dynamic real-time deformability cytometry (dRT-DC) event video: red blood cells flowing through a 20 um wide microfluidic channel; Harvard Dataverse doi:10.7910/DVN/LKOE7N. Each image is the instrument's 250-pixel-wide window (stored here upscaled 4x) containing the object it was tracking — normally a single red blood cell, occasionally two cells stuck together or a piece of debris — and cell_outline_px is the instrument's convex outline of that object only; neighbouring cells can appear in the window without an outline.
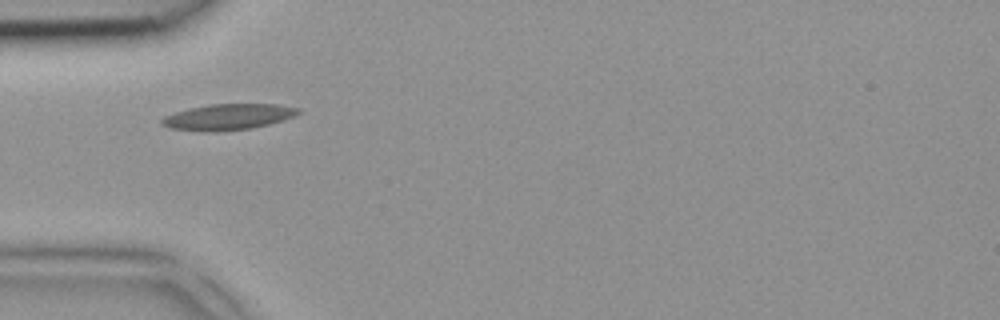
{"species": "common noctule bat (a hibernating species)", "species_latin": "Nyctalus noctula", "temperature_condition": "room temperature", "stored_images_in_passage": 1, "camera_frame_rate_fps": 3000, "um_per_image_px": 0.085, "animal": {"sex": "female", "body_mass_g": 18.4}, "frame": {"image": 1, "passage_image": 1, "time_ms": 0.0, "image_size_px": [1000, 320], "cell_outline_px": [[300, 112], [284, 120], [252, 128], [220, 132], [200, 132], [168, 128], [160, 124], [160, 120], [164, 116], [188, 108], [208, 104], [280, 104], [300, 108]], "centroid_in_image_um": [19.34, 9.95], "position_along_channel_um": 65.7, "area_um2": 20.98}}